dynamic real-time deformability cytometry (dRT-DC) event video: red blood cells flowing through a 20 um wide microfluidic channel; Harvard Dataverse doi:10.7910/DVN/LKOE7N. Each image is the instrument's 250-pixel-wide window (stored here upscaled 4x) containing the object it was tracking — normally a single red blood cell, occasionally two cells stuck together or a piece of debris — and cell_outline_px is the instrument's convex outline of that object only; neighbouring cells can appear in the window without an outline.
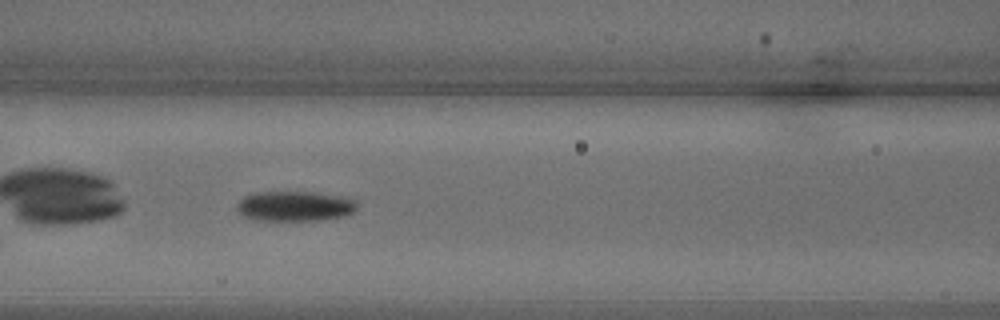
{"species": "common noctule bat (a hibernating species)", "species_latin": "Nyctalus noctula", "temperature_condition": "warm", "stored_images_in_passage": 26, "camera_frame_rate_fps": 3000, "um_per_image_px": 0.085, "animal": {"sex": "male", "body_mass_g": 18.8}, "frame": {"image": 1, "passage_image": 8, "time_ms": 2.333, "image_size_px": [1000, 320], "cell_outline_px": [[356, 208], [352, 212], [344, 216], [320, 220], [252, 220], [244, 216], [236, 208], [236, 204], [244, 196], [256, 192], [316, 192], [356, 200]], "centroid_in_image_um": [25.01, 17.52], "position_along_channel_um": 141.6, "area_um2": 20.92}}
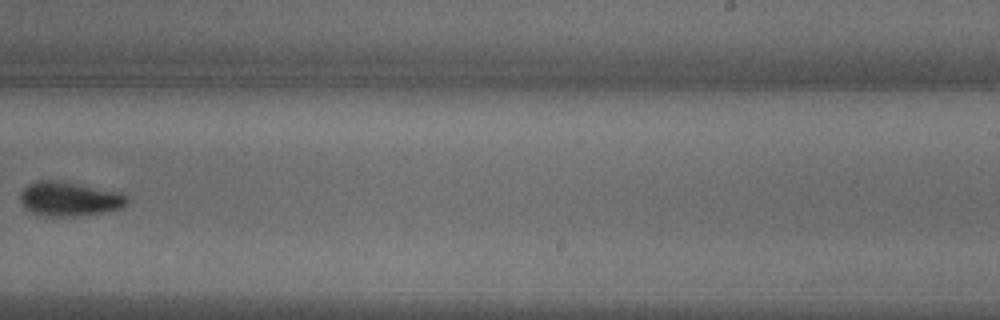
{"frame": {"image": 2, "passage_image": 15, "time_ms": 4.667, "image_size_px": [1000, 320], "cell_outline_px": [[128, 200], [120, 208], [100, 212], [72, 216], [44, 216], [32, 212], [24, 208], [20, 200], [20, 192], [28, 184], [40, 180], [48, 180], [76, 184], [124, 192], [128, 196]], "centroid_in_image_um": [5.87, 16.9], "position_along_channel_um": 283.1, "area_um2": 21.04}}
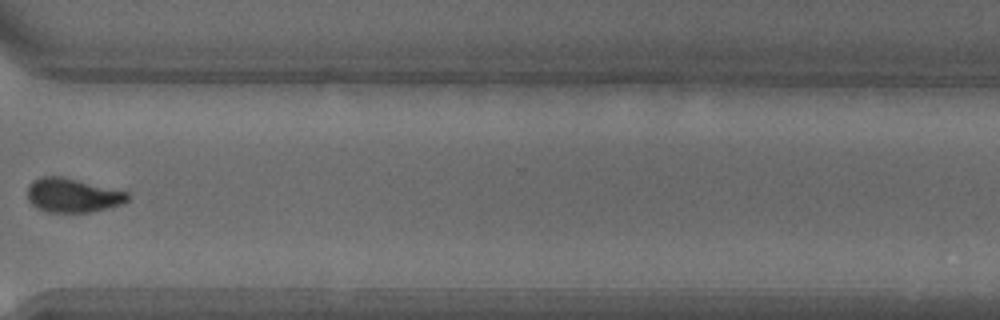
{"frame": {"image": 3, "passage_image": 19, "time_ms": 6.0, "image_size_px": [1000, 320], "cell_outline_px": [[132, 196], [128, 200], [120, 204], [108, 208], [92, 212], [48, 212], [36, 208], [28, 200], [28, 184], [32, 180], [40, 176], [64, 176], [128, 192]], "centroid_in_image_um": [6.17, 16.59], "position_along_channel_um": 364.4, "area_um2": 20.17}}